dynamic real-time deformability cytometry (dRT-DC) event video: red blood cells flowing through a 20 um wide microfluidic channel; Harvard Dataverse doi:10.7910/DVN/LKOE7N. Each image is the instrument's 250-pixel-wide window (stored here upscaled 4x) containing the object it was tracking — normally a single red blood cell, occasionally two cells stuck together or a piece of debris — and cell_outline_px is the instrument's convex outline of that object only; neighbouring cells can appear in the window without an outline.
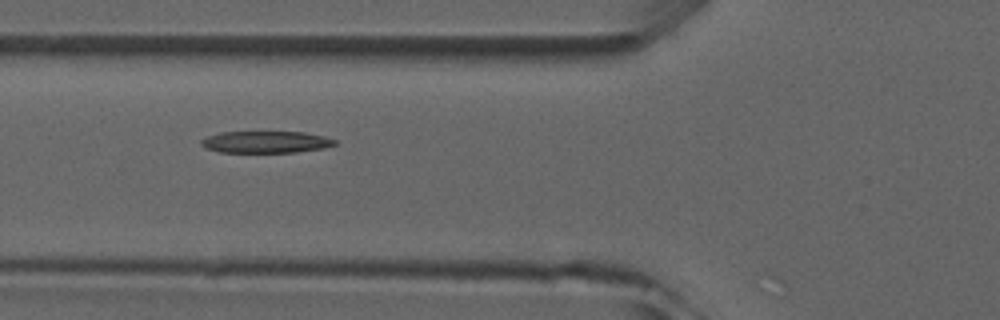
{"species": "common noctule bat (a hibernating species)", "species_latin": "Nyctalus noctula", "temperature_condition": "room temperature", "stored_images_in_passage": 6, "camera_frame_rate_fps": 3000, "um_per_image_px": 0.085, "animal": {"sex": "male", "forearm_length_mm": 52.5}, "frame": {"image": 1, "passage_image": 6, "time_ms": 5.667, "image_size_px": [1000, 320], "cell_outline_px": [[336, 144], [324, 148], [296, 152], [220, 152], [204, 148], [200, 144], [200, 140], [208, 136], [220, 132], [304, 132], [324, 136], [336, 140]], "centroid_in_image_um": [22.57, 12.07], "position_along_channel_um": 103.2, "area_um2": 16.99}}